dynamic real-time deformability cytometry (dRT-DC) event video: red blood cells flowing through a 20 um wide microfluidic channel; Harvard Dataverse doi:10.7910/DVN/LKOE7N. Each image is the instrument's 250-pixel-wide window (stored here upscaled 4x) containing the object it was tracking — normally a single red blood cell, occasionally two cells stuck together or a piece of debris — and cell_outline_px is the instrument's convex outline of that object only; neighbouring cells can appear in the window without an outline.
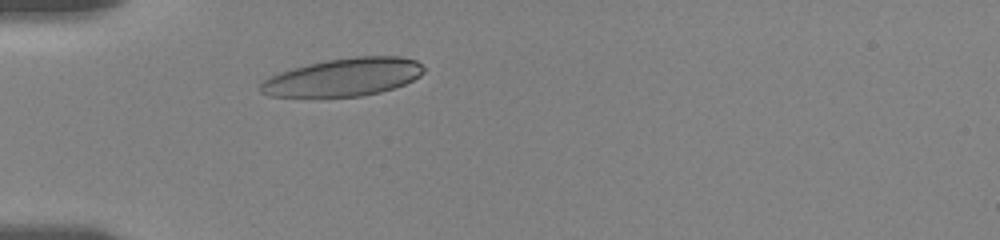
{"species": "human", "species_latin": "Homo sapiens", "temperature_condition": "room temperature", "stored_images_in_passage": 40, "camera_frame_rate_fps": 3000, "um_per_image_px": 0.085, "donor": {"sex": "female"}, "frame": {"image": 1, "passage_image": 8, "time_ms": 2.333, "image_size_px": [1000, 240], "cell_outline_px": [[424, 72], [420, 76], [404, 84], [380, 92], [360, 96], [268, 96], [260, 92], [260, 84], [264, 80], [280, 72], [292, 68], [308, 64], [328, 60], [356, 56], [400, 56], [416, 60], [424, 68]], "centroid_in_image_um": [29.21, 6.55], "position_along_channel_um": 55.8, "area_um2": 35.72}}
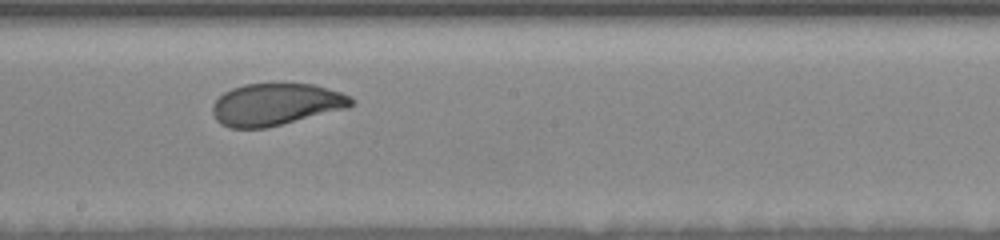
{"frame": {"image": 2, "passage_image": 23, "time_ms": 7.333, "image_size_px": [1000, 240], "cell_outline_px": [[356, 100], [348, 108], [264, 128], [228, 128], [220, 124], [216, 120], [212, 112], [212, 104], [224, 92], [232, 88], [244, 84], [312, 84], [340, 92], [352, 96]], "centroid_in_image_um": [23.43, 8.88], "position_along_channel_um": 224.8, "area_um2": 33.87}}
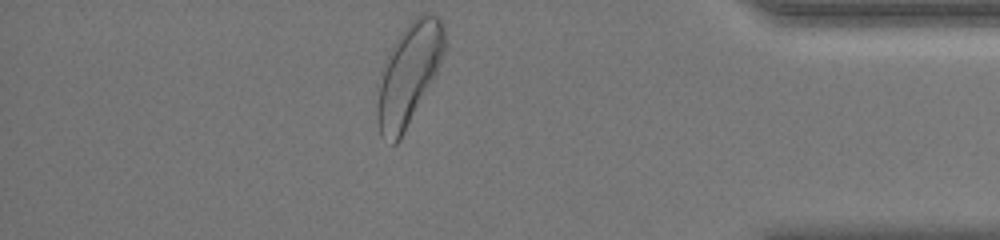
{"frame": {"image": 3, "passage_image": 40, "time_ms": 13.0, "image_size_px": [1000, 240], "cell_outline_px": [[444, 52], [440, 64], [432, 80], [400, 140], [396, 144], [392, 144], [380, 136], [376, 120], [376, 84], [388, 52], [400, 32], [420, 12], [432, 12], [440, 20], [444, 28]], "centroid_in_image_um": [34.68, 6.31], "position_along_channel_um": 400.5, "area_um2": 40.0}, "authors_computed_cell_mechanics": {"area_um2": 34.9401, "velocity_mm_per_s": 3.5916, "shape_relaxation_time_tau1_ms": 3.2063, "shape_relaxation_time_tau2_ms": 0.9925, "deformation_change_tau1": 0.1383, "deformation_change_tau2": 0.0628}}